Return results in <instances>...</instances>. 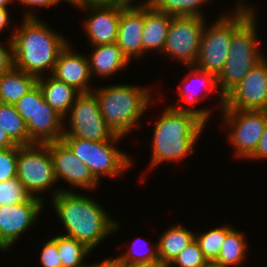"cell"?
<instances>
[{
	"label": "cell",
	"mask_w": 267,
	"mask_h": 267,
	"mask_svg": "<svg viewBox=\"0 0 267 267\" xmlns=\"http://www.w3.org/2000/svg\"><path fill=\"white\" fill-rule=\"evenodd\" d=\"M54 210L68 237L84 243L90 250L119 228L106 210L87 195L55 189L51 194Z\"/></svg>",
	"instance_id": "1"
},
{
	"label": "cell",
	"mask_w": 267,
	"mask_h": 267,
	"mask_svg": "<svg viewBox=\"0 0 267 267\" xmlns=\"http://www.w3.org/2000/svg\"><path fill=\"white\" fill-rule=\"evenodd\" d=\"M27 12L21 26L9 38L12 41L13 66L40 78L45 70L52 74L58 55L68 40L35 14Z\"/></svg>",
	"instance_id": "2"
},
{
	"label": "cell",
	"mask_w": 267,
	"mask_h": 267,
	"mask_svg": "<svg viewBox=\"0 0 267 267\" xmlns=\"http://www.w3.org/2000/svg\"><path fill=\"white\" fill-rule=\"evenodd\" d=\"M206 122L194 113L167 106L154 125L150 168L178 161L194 152Z\"/></svg>",
	"instance_id": "3"
},
{
	"label": "cell",
	"mask_w": 267,
	"mask_h": 267,
	"mask_svg": "<svg viewBox=\"0 0 267 267\" xmlns=\"http://www.w3.org/2000/svg\"><path fill=\"white\" fill-rule=\"evenodd\" d=\"M92 92L106 124L120 136L132 132L152 99L148 88L129 84L97 87Z\"/></svg>",
	"instance_id": "4"
},
{
	"label": "cell",
	"mask_w": 267,
	"mask_h": 267,
	"mask_svg": "<svg viewBox=\"0 0 267 267\" xmlns=\"http://www.w3.org/2000/svg\"><path fill=\"white\" fill-rule=\"evenodd\" d=\"M255 14L253 12L233 32L226 63L217 76L218 88L224 97L265 57L259 49Z\"/></svg>",
	"instance_id": "5"
},
{
	"label": "cell",
	"mask_w": 267,
	"mask_h": 267,
	"mask_svg": "<svg viewBox=\"0 0 267 267\" xmlns=\"http://www.w3.org/2000/svg\"><path fill=\"white\" fill-rule=\"evenodd\" d=\"M243 4L246 5L239 1L234 12H231L232 15L221 14L220 18L218 17L209 28L204 27L198 58L194 66L216 76L222 71L229 53L233 32L255 12L251 6Z\"/></svg>",
	"instance_id": "6"
},
{
	"label": "cell",
	"mask_w": 267,
	"mask_h": 267,
	"mask_svg": "<svg viewBox=\"0 0 267 267\" xmlns=\"http://www.w3.org/2000/svg\"><path fill=\"white\" fill-rule=\"evenodd\" d=\"M123 136L115 135L108 141H91L78 137H62L83 164L89 167L94 178L100 183L101 176L118 177L132 165L130 156L116 148Z\"/></svg>",
	"instance_id": "7"
},
{
	"label": "cell",
	"mask_w": 267,
	"mask_h": 267,
	"mask_svg": "<svg viewBox=\"0 0 267 267\" xmlns=\"http://www.w3.org/2000/svg\"><path fill=\"white\" fill-rule=\"evenodd\" d=\"M17 177L32 197L43 200L39 193L57 181L47 143L17 145Z\"/></svg>",
	"instance_id": "8"
},
{
	"label": "cell",
	"mask_w": 267,
	"mask_h": 267,
	"mask_svg": "<svg viewBox=\"0 0 267 267\" xmlns=\"http://www.w3.org/2000/svg\"><path fill=\"white\" fill-rule=\"evenodd\" d=\"M222 116L224 125L230 130L228 141L234 147L235 155L249 159L267 126L266 111L222 109Z\"/></svg>",
	"instance_id": "9"
},
{
	"label": "cell",
	"mask_w": 267,
	"mask_h": 267,
	"mask_svg": "<svg viewBox=\"0 0 267 267\" xmlns=\"http://www.w3.org/2000/svg\"><path fill=\"white\" fill-rule=\"evenodd\" d=\"M69 129L62 137H78L91 141L111 140L115 133L106 124L93 92L80 93L70 107Z\"/></svg>",
	"instance_id": "10"
},
{
	"label": "cell",
	"mask_w": 267,
	"mask_h": 267,
	"mask_svg": "<svg viewBox=\"0 0 267 267\" xmlns=\"http://www.w3.org/2000/svg\"><path fill=\"white\" fill-rule=\"evenodd\" d=\"M206 23L202 17H172L162 54L194 66Z\"/></svg>",
	"instance_id": "11"
},
{
	"label": "cell",
	"mask_w": 267,
	"mask_h": 267,
	"mask_svg": "<svg viewBox=\"0 0 267 267\" xmlns=\"http://www.w3.org/2000/svg\"><path fill=\"white\" fill-rule=\"evenodd\" d=\"M267 59L259 61L226 96L223 109L266 110Z\"/></svg>",
	"instance_id": "12"
},
{
	"label": "cell",
	"mask_w": 267,
	"mask_h": 267,
	"mask_svg": "<svg viewBox=\"0 0 267 267\" xmlns=\"http://www.w3.org/2000/svg\"><path fill=\"white\" fill-rule=\"evenodd\" d=\"M43 205V200L31 197L27 202L0 206L1 251L11 248L18 238L36 223Z\"/></svg>",
	"instance_id": "13"
},
{
	"label": "cell",
	"mask_w": 267,
	"mask_h": 267,
	"mask_svg": "<svg viewBox=\"0 0 267 267\" xmlns=\"http://www.w3.org/2000/svg\"><path fill=\"white\" fill-rule=\"evenodd\" d=\"M75 7L92 12L84 21V30L91 45H104L117 41L121 3H89Z\"/></svg>",
	"instance_id": "14"
},
{
	"label": "cell",
	"mask_w": 267,
	"mask_h": 267,
	"mask_svg": "<svg viewBox=\"0 0 267 267\" xmlns=\"http://www.w3.org/2000/svg\"><path fill=\"white\" fill-rule=\"evenodd\" d=\"M47 147L50 150L57 182L63 179L72 187L88 190H94L99 185L89 167L83 164L62 140L47 143Z\"/></svg>",
	"instance_id": "15"
},
{
	"label": "cell",
	"mask_w": 267,
	"mask_h": 267,
	"mask_svg": "<svg viewBox=\"0 0 267 267\" xmlns=\"http://www.w3.org/2000/svg\"><path fill=\"white\" fill-rule=\"evenodd\" d=\"M145 22V3H121V18L116 44L130 62L142 57V34Z\"/></svg>",
	"instance_id": "16"
},
{
	"label": "cell",
	"mask_w": 267,
	"mask_h": 267,
	"mask_svg": "<svg viewBox=\"0 0 267 267\" xmlns=\"http://www.w3.org/2000/svg\"><path fill=\"white\" fill-rule=\"evenodd\" d=\"M187 69L189 70V73L187 75V77L182 80L183 82L181 83H184V81H194L193 83L194 84H200V86L198 85V87H200L199 89H202L201 87H205V90L203 92V95L201 92H196L194 91V88L192 90V88H189V85H186V86H182L183 84H181L178 88H179V96L181 98V101H185L186 103H188L190 106H186L183 108V105H172L170 107H173L175 110L177 111H186V112H191V113H194L196 114L197 116H199L201 119H203L206 123L207 121L210 119V113L211 111L207 108L205 109H198V108H194L195 107V104L199 101H204V98L208 97L211 93H218L220 94V105H221V109L220 111H222L223 109V106H224V103H225V97L220 93V90H218V84H217V76L213 73H210V72H207V71H204V70H201L199 68H197L196 66H187ZM188 79V80H187ZM196 82V83H195ZM192 83V82H191ZM190 83V84H191ZM194 84H192L190 87L194 86ZM196 85L194 86L195 87V90H196ZM202 89V90H203ZM198 90V88H197ZM198 93H201L200 96ZM198 94V95H197Z\"/></svg>",
	"instance_id": "17"
},
{
	"label": "cell",
	"mask_w": 267,
	"mask_h": 267,
	"mask_svg": "<svg viewBox=\"0 0 267 267\" xmlns=\"http://www.w3.org/2000/svg\"><path fill=\"white\" fill-rule=\"evenodd\" d=\"M63 120L67 121L44 100L37 84V112L26 123L29 139L36 144L61 140L65 129Z\"/></svg>",
	"instance_id": "18"
},
{
	"label": "cell",
	"mask_w": 267,
	"mask_h": 267,
	"mask_svg": "<svg viewBox=\"0 0 267 267\" xmlns=\"http://www.w3.org/2000/svg\"><path fill=\"white\" fill-rule=\"evenodd\" d=\"M69 43L60 51L52 76L71 85L80 93H89L92 78L86 55L73 51Z\"/></svg>",
	"instance_id": "19"
},
{
	"label": "cell",
	"mask_w": 267,
	"mask_h": 267,
	"mask_svg": "<svg viewBox=\"0 0 267 267\" xmlns=\"http://www.w3.org/2000/svg\"><path fill=\"white\" fill-rule=\"evenodd\" d=\"M172 17L159 11L153 4L145 3L142 55L154 49L162 53Z\"/></svg>",
	"instance_id": "20"
},
{
	"label": "cell",
	"mask_w": 267,
	"mask_h": 267,
	"mask_svg": "<svg viewBox=\"0 0 267 267\" xmlns=\"http://www.w3.org/2000/svg\"><path fill=\"white\" fill-rule=\"evenodd\" d=\"M92 47L94 50L87 57L92 77L94 73L96 76L109 77L130 64L116 42Z\"/></svg>",
	"instance_id": "21"
},
{
	"label": "cell",
	"mask_w": 267,
	"mask_h": 267,
	"mask_svg": "<svg viewBox=\"0 0 267 267\" xmlns=\"http://www.w3.org/2000/svg\"><path fill=\"white\" fill-rule=\"evenodd\" d=\"M45 77V79H44ZM37 78L44 100L60 115L67 117L70 107L80 94L74 87L53 77L52 75Z\"/></svg>",
	"instance_id": "22"
},
{
	"label": "cell",
	"mask_w": 267,
	"mask_h": 267,
	"mask_svg": "<svg viewBox=\"0 0 267 267\" xmlns=\"http://www.w3.org/2000/svg\"><path fill=\"white\" fill-rule=\"evenodd\" d=\"M195 232L182 225L163 231L157 241L159 265L167 267L195 239Z\"/></svg>",
	"instance_id": "23"
},
{
	"label": "cell",
	"mask_w": 267,
	"mask_h": 267,
	"mask_svg": "<svg viewBox=\"0 0 267 267\" xmlns=\"http://www.w3.org/2000/svg\"><path fill=\"white\" fill-rule=\"evenodd\" d=\"M37 84V78L12 66L0 77V102L14 104Z\"/></svg>",
	"instance_id": "24"
},
{
	"label": "cell",
	"mask_w": 267,
	"mask_h": 267,
	"mask_svg": "<svg viewBox=\"0 0 267 267\" xmlns=\"http://www.w3.org/2000/svg\"><path fill=\"white\" fill-rule=\"evenodd\" d=\"M246 237L238 230L232 228L227 234L220 252L213 262L221 267L240 266L245 260L247 245Z\"/></svg>",
	"instance_id": "25"
},
{
	"label": "cell",
	"mask_w": 267,
	"mask_h": 267,
	"mask_svg": "<svg viewBox=\"0 0 267 267\" xmlns=\"http://www.w3.org/2000/svg\"><path fill=\"white\" fill-rule=\"evenodd\" d=\"M0 126L16 145L34 144L29 139L25 121L14 105L0 102Z\"/></svg>",
	"instance_id": "26"
},
{
	"label": "cell",
	"mask_w": 267,
	"mask_h": 267,
	"mask_svg": "<svg viewBox=\"0 0 267 267\" xmlns=\"http://www.w3.org/2000/svg\"><path fill=\"white\" fill-rule=\"evenodd\" d=\"M57 249L62 267H87L89 265H84L83 262L91 250L75 238L63 234L58 235Z\"/></svg>",
	"instance_id": "27"
},
{
	"label": "cell",
	"mask_w": 267,
	"mask_h": 267,
	"mask_svg": "<svg viewBox=\"0 0 267 267\" xmlns=\"http://www.w3.org/2000/svg\"><path fill=\"white\" fill-rule=\"evenodd\" d=\"M209 0H155L152 4L167 15L173 17H202L200 8ZM202 5V6H201Z\"/></svg>",
	"instance_id": "28"
},
{
	"label": "cell",
	"mask_w": 267,
	"mask_h": 267,
	"mask_svg": "<svg viewBox=\"0 0 267 267\" xmlns=\"http://www.w3.org/2000/svg\"><path fill=\"white\" fill-rule=\"evenodd\" d=\"M231 229L230 225H224L199 235L195 234V240L199 243L200 249L208 263H213L216 260L226 239V234Z\"/></svg>",
	"instance_id": "29"
},
{
	"label": "cell",
	"mask_w": 267,
	"mask_h": 267,
	"mask_svg": "<svg viewBox=\"0 0 267 267\" xmlns=\"http://www.w3.org/2000/svg\"><path fill=\"white\" fill-rule=\"evenodd\" d=\"M139 240V239H137ZM135 240L130 246V248L125 251L122 255L117 256L116 258H113L118 263H124V264H145V265H159V256H158V248L157 243L156 247L154 245H150L152 249H143L140 251L139 248H137L139 242ZM146 244V243H145ZM137 246V247H136ZM146 246H149L148 244ZM146 248V247H145ZM139 250V252H138Z\"/></svg>",
	"instance_id": "30"
},
{
	"label": "cell",
	"mask_w": 267,
	"mask_h": 267,
	"mask_svg": "<svg viewBox=\"0 0 267 267\" xmlns=\"http://www.w3.org/2000/svg\"><path fill=\"white\" fill-rule=\"evenodd\" d=\"M31 197L17 176L0 182V206L27 202Z\"/></svg>",
	"instance_id": "31"
},
{
	"label": "cell",
	"mask_w": 267,
	"mask_h": 267,
	"mask_svg": "<svg viewBox=\"0 0 267 267\" xmlns=\"http://www.w3.org/2000/svg\"><path fill=\"white\" fill-rule=\"evenodd\" d=\"M207 264L199 243L194 239L167 267H204Z\"/></svg>",
	"instance_id": "32"
},
{
	"label": "cell",
	"mask_w": 267,
	"mask_h": 267,
	"mask_svg": "<svg viewBox=\"0 0 267 267\" xmlns=\"http://www.w3.org/2000/svg\"><path fill=\"white\" fill-rule=\"evenodd\" d=\"M17 176V145L0 149V182Z\"/></svg>",
	"instance_id": "33"
},
{
	"label": "cell",
	"mask_w": 267,
	"mask_h": 267,
	"mask_svg": "<svg viewBox=\"0 0 267 267\" xmlns=\"http://www.w3.org/2000/svg\"><path fill=\"white\" fill-rule=\"evenodd\" d=\"M13 105L25 123L33 118L37 112V84Z\"/></svg>",
	"instance_id": "34"
},
{
	"label": "cell",
	"mask_w": 267,
	"mask_h": 267,
	"mask_svg": "<svg viewBox=\"0 0 267 267\" xmlns=\"http://www.w3.org/2000/svg\"><path fill=\"white\" fill-rule=\"evenodd\" d=\"M40 263L43 267H62L57 249V236H54L43 244L40 253Z\"/></svg>",
	"instance_id": "35"
},
{
	"label": "cell",
	"mask_w": 267,
	"mask_h": 267,
	"mask_svg": "<svg viewBox=\"0 0 267 267\" xmlns=\"http://www.w3.org/2000/svg\"><path fill=\"white\" fill-rule=\"evenodd\" d=\"M4 47L0 44V77L13 66L12 41Z\"/></svg>",
	"instance_id": "36"
},
{
	"label": "cell",
	"mask_w": 267,
	"mask_h": 267,
	"mask_svg": "<svg viewBox=\"0 0 267 267\" xmlns=\"http://www.w3.org/2000/svg\"><path fill=\"white\" fill-rule=\"evenodd\" d=\"M250 160L267 159V126L258 142L254 154L249 158Z\"/></svg>",
	"instance_id": "37"
},
{
	"label": "cell",
	"mask_w": 267,
	"mask_h": 267,
	"mask_svg": "<svg viewBox=\"0 0 267 267\" xmlns=\"http://www.w3.org/2000/svg\"><path fill=\"white\" fill-rule=\"evenodd\" d=\"M19 4L25 5V6H30V8L33 6L37 7H52L53 5H56L59 3L61 0H17Z\"/></svg>",
	"instance_id": "38"
},
{
	"label": "cell",
	"mask_w": 267,
	"mask_h": 267,
	"mask_svg": "<svg viewBox=\"0 0 267 267\" xmlns=\"http://www.w3.org/2000/svg\"><path fill=\"white\" fill-rule=\"evenodd\" d=\"M16 144L9 138L6 132L0 126V149L10 148Z\"/></svg>",
	"instance_id": "39"
},
{
	"label": "cell",
	"mask_w": 267,
	"mask_h": 267,
	"mask_svg": "<svg viewBox=\"0 0 267 267\" xmlns=\"http://www.w3.org/2000/svg\"><path fill=\"white\" fill-rule=\"evenodd\" d=\"M10 15L8 9L0 8V33L7 28Z\"/></svg>",
	"instance_id": "40"
},
{
	"label": "cell",
	"mask_w": 267,
	"mask_h": 267,
	"mask_svg": "<svg viewBox=\"0 0 267 267\" xmlns=\"http://www.w3.org/2000/svg\"><path fill=\"white\" fill-rule=\"evenodd\" d=\"M129 0H77V5L89 3H128Z\"/></svg>",
	"instance_id": "41"
},
{
	"label": "cell",
	"mask_w": 267,
	"mask_h": 267,
	"mask_svg": "<svg viewBox=\"0 0 267 267\" xmlns=\"http://www.w3.org/2000/svg\"><path fill=\"white\" fill-rule=\"evenodd\" d=\"M91 267H117V262L114 259L109 258L101 261L100 263H94L91 265Z\"/></svg>",
	"instance_id": "42"
},
{
	"label": "cell",
	"mask_w": 267,
	"mask_h": 267,
	"mask_svg": "<svg viewBox=\"0 0 267 267\" xmlns=\"http://www.w3.org/2000/svg\"><path fill=\"white\" fill-rule=\"evenodd\" d=\"M117 267H163L160 265H145V264H124V263H118Z\"/></svg>",
	"instance_id": "43"
},
{
	"label": "cell",
	"mask_w": 267,
	"mask_h": 267,
	"mask_svg": "<svg viewBox=\"0 0 267 267\" xmlns=\"http://www.w3.org/2000/svg\"><path fill=\"white\" fill-rule=\"evenodd\" d=\"M13 1H15V0H0V8L8 9L7 5L12 3Z\"/></svg>",
	"instance_id": "44"
},
{
	"label": "cell",
	"mask_w": 267,
	"mask_h": 267,
	"mask_svg": "<svg viewBox=\"0 0 267 267\" xmlns=\"http://www.w3.org/2000/svg\"><path fill=\"white\" fill-rule=\"evenodd\" d=\"M68 2L69 4H72L73 6L77 5V0H63Z\"/></svg>",
	"instance_id": "45"
},
{
	"label": "cell",
	"mask_w": 267,
	"mask_h": 267,
	"mask_svg": "<svg viewBox=\"0 0 267 267\" xmlns=\"http://www.w3.org/2000/svg\"><path fill=\"white\" fill-rule=\"evenodd\" d=\"M134 0H129V2H132L133 3ZM145 1V2H144ZM155 0H143L142 3H149V4H152Z\"/></svg>",
	"instance_id": "46"
},
{
	"label": "cell",
	"mask_w": 267,
	"mask_h": 267,
	"mask_svg": "<svg viewBox=\"0 0 267 267\" xmlns=\"http://www.w3.org/2000/svg\"><path fill=\"white\" fill-rule=\"evenodd\" d=\"M204 267H221V266H219V265H216V264H214V263H208L206 266H204Z\"/></svg>",
	"instance_id": "47"
}]
</instances>
